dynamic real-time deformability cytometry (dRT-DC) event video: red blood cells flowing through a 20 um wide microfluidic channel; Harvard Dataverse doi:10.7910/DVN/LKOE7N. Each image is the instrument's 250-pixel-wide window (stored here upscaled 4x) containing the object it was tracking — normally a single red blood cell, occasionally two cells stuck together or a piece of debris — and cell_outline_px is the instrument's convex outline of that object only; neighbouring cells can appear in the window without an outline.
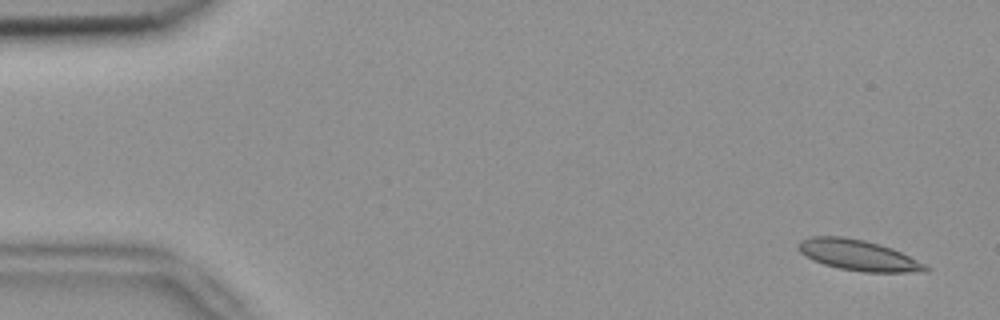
{"species": "common noctule bat (a hibernating species)", "species_latin": "Nyctalus noctula", "temperature_condition": "room temperature", "stored_images_in_passage": 6, "camera_frame_rate_fps": 3000, "um_per_image_px": 0.085, "animal": {"sex": "female", "body_mass_g": 18.4}, "frame": {"image": 1, "passage_image": 1, "time_ms": 0.0, "image_size_px": [1000, 320], "cell_outline_px": [[932, 268], [928, 272], [864, 272], [840, 268], [824, 264], [812, 260], [800, 252], [796, 248], [796, 244], [800, 240], [812, 236], [844, 236], [864, 240], [880, 244], [892, 248]], "centroid_in_image_um": [72.92, 21.68], "position_along_channel_um": 12.1, "area_um2": 22.83}}
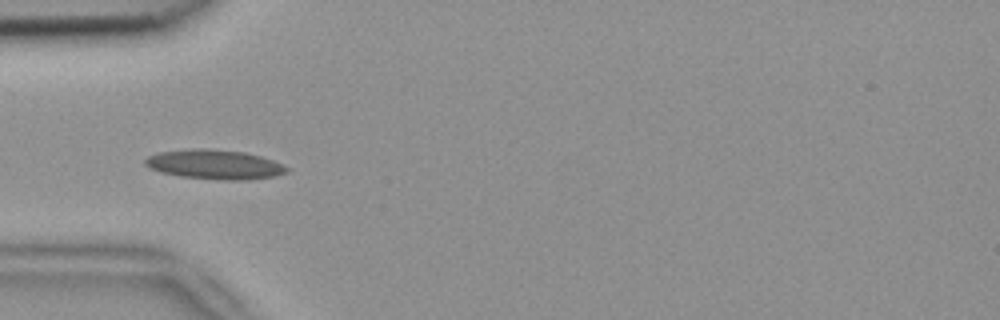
{"frame": {"image": 2, "passage_image": 5, "time_ms": 1.333, "image_size_px": [1000, 320], "cell_outline_px": [[288, 172], [272, 176], [248, 180], [224, 180], [180, 176], [160, 172], [148, 168], [144, 164], [144, 160], [148, 156], [160, 152], [192, 148], [212, 148], [244, 152], [260, 156], [272, 160], [288, 168]], "centroid_in_image_um": [18.19, 13.97], "position_along_channel_um": 66.8, "area_um2": 24.33}}